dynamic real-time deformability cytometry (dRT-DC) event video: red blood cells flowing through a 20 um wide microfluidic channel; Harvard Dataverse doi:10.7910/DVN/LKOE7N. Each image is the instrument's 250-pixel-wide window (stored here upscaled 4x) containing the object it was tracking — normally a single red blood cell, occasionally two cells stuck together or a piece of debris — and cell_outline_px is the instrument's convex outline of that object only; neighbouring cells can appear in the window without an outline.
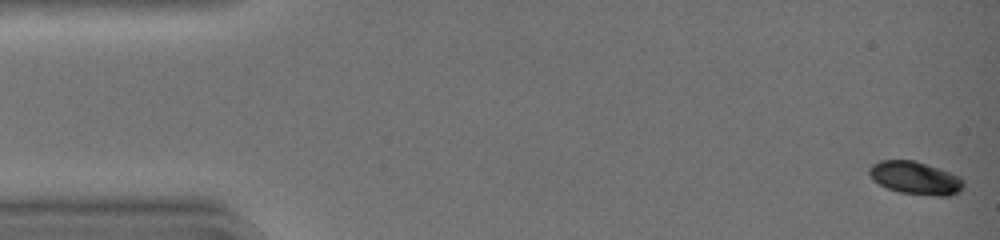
{"species": "common noctule bat (a hibernating species)", "species_latin": "Nyctalus noctula", "temperature_condition": "warm", "stored_images_in_passage": 45, "camera_frame_rate_fps": 3000, "um_per_image_px": 0.085, "animal": {"sex": "female", "body_mass_g": 19.0, "forearm_length_mm": 51.5}, "frame": {"image": 1, "passage_image": 1, "time_ms": 0.0, "image_size_px": [1000, 240], "cell_outline_px": [[964, 184], [960, 192], [948, 196], [936, 196], [900, 192], [888, 188], [872, 180], [868, 172], [868, 168], [872, 164], [880, 160], [916, 160], [940, 168], [960, 176], [964, 180]], "centroid_in_image_um": [77.82, 15.12], "position_along_channel_um": 7.2, "area_um2": 18.32}}
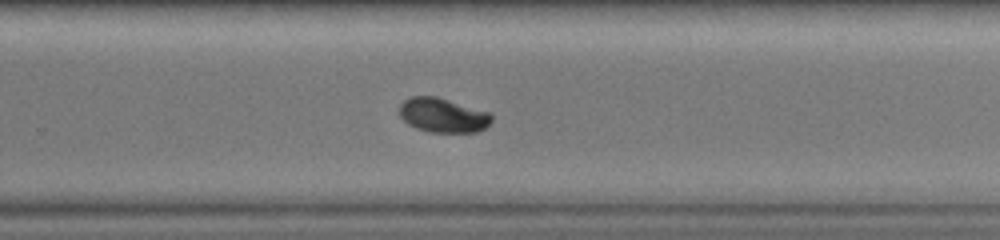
{"frame": {"image": 2, "passage_image": 30, "time_ms": 9.667, "image_size_px": [1000, 240], "cell_outline_px": [[492, 120], [484, 128], [476, 132], [428, 132], [416, 128], [408, 124], [400, 116], [400, 104], [404, 100], [412, 96], [436, 96], [488, 112], [492, 116]], "centroid_in_image_um": [37.62, 9.8], "position_along_channel_um": 292.2, "area_um2": 18.32}}
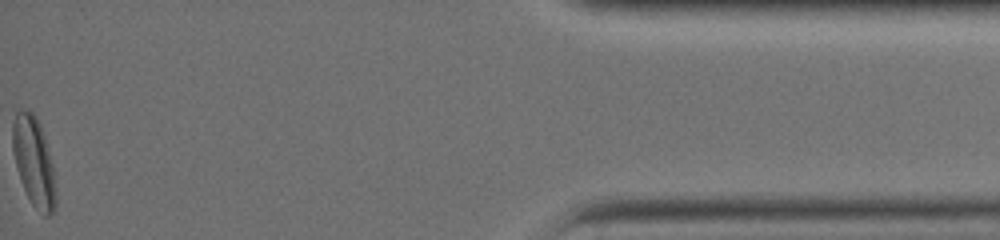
{"frame": {"image": 3, "passage_image": 45, "time_ms": 14.667, "image_size_px": [1000, 240], "cell_outline_px": [[56, 208], [52, 216], [44, 216], [32, 204], [20, 180], [16, 168], [12, 152], [12, 124], [16, 112], [20, 108], [28, 108], [36, 116], [40, 124], [44, 136], [52, 164], [56, 192]], "centroid_in_image_um": [2.86, 13.73], "position_along_channel_um": 432.3, "area_um2": 22.77}, "authors_computed_cell_mechanics": {"area_um2": 19.1896, "velocity_mm_per_s": 4.3573, "shape_relaxation_time_tau1_ms": 1.8798, "shape_relaxation_time_tau2_ms": null, "deformation_change_tau1": 0.1181, "deformation_change_tau2": null}}